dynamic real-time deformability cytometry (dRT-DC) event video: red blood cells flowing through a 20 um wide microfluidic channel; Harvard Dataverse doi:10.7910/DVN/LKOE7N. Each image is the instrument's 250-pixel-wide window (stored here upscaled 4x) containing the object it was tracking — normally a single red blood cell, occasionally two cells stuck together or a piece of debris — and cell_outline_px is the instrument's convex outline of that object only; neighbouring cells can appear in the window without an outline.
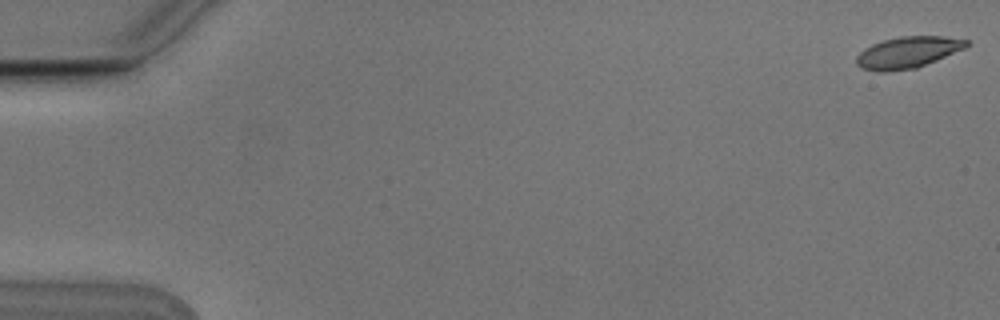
{"species": "Egyptian fruit bat (a non-hibernating species)", "species_latin": "Rousettus aegyptiacus", "temperature_condition": "cold", "stored_images_in_passage": 5, "camera_frame_rate_fps": 3000, "um_per_image_px": 0.085, "animal": {"sex": "male"}, "frame": {"image": 1, "passage_image": 1, "time_ms": 0.0, "image_size_px": [1000, 320], "cell_outline_px": [[968, 44], [964, 48], [936, 60], [916, 68], [888, 72], [876, 72], [860, 68], [856, 64], [856, 56], [864, 48], [872, 44], [884, 40], [900, 36], [944, 36], [968, 40]], "centroid_in_image_um": [77.1, 4.46], "position_along_channel_um": 7.9, "area_um2": 20.17}}
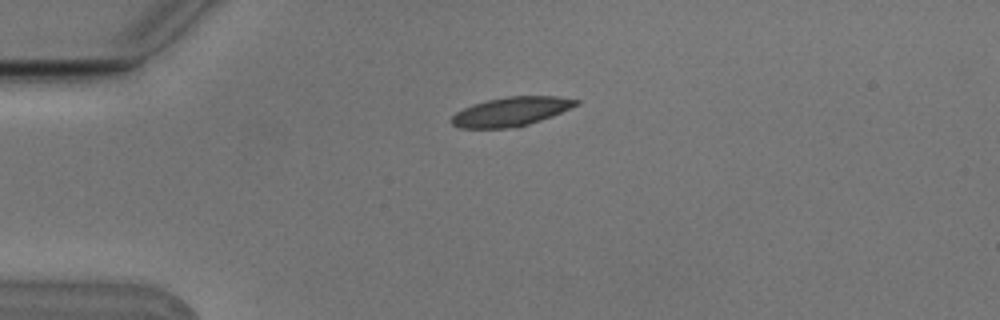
{"frame": {"image": 2, "passage_image": 5, "time_ms": 1.333, "image_size_px": [1000, 320], "cell_outline_px": [[580, 104], [552, 116], [516, 128], [460, 128], [452, 124], [452, 116], [456, 112], [472, 104], [488, 100], [508, 96], [556, 96], [580, 100]], "centroid_in_image_um": [43.46, 9.48], "position_along_channel_um": 41.5, "area_um2": 21.04}}